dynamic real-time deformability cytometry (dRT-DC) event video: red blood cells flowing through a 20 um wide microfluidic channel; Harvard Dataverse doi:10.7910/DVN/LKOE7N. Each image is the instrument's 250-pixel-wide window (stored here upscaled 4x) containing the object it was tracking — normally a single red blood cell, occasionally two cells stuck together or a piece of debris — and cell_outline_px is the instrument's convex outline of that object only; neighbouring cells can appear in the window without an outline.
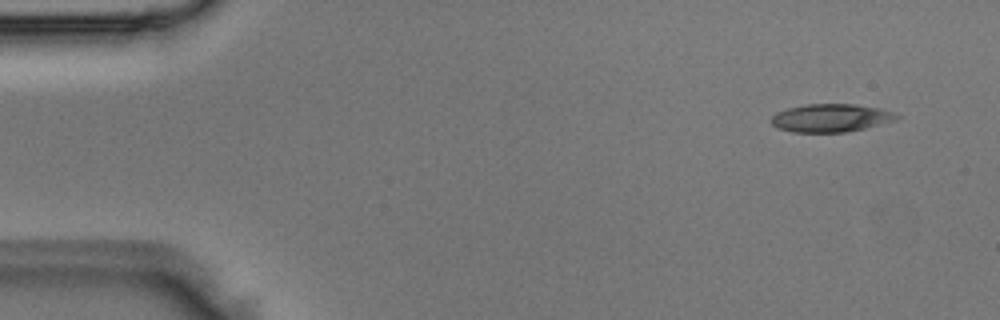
{"species": "Egyptian fruit bat (a non-hibernating species)", "species_latin": "Rousettus aegyptiacus", "temperature_condition": "room temperature", "stored_images_in_passage": 3, "camera_frame_rate_fps": 3000, "um_per_image_px": 0.085, "animal": {"sex": "male"}, "frame": {"image": 1, "passage_image": 3, "time_ms": 0.667, "image_size_px": [1000, 320], "cell_outline_px": [[900, 116], [896, 120], [864, 128], [844, 132], [792, 132], [776, 128], [768, 120], [776, 112], [788, 108], [804, 104], [856, 104], [880, 108], [892, 112]], "centroid_in_image_um": [70.57, 10.02], "position_along_channel_um": 14.4, "area_um2": 20.58}}